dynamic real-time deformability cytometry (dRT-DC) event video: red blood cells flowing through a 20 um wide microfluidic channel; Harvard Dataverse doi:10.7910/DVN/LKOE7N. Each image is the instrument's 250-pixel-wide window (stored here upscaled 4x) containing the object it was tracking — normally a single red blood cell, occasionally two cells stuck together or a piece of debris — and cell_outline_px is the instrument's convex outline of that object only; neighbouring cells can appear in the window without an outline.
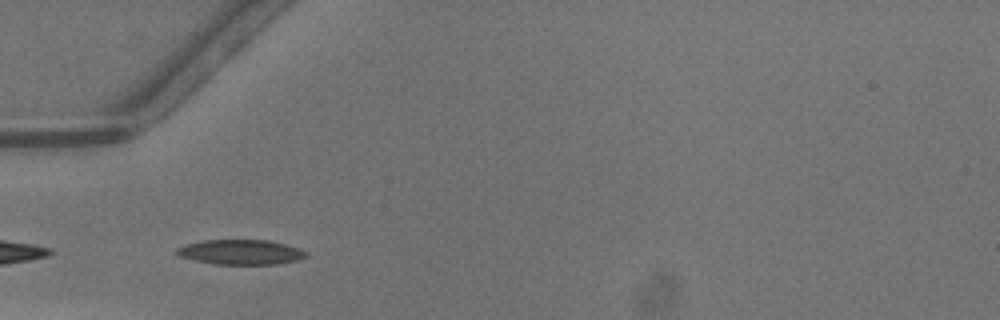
{"species": "common noctule bat (a hibernating species)", "species_latin": "Nyctalus noctula", "temperature_condition": "warm", "stored_images_in_passage": 20, "camera_frame_rate_fps": 3000, "um_per_image_px": 0.085, "animal": {"sex": "male", "body_mass_g": 13.3}, "frame": {"image": 1, "passage_image": 1, "time_ms": 0.0, "image_size_px": [1000, 320], "cell_outline_px": [[308, 256], [300, 260], [276, 264], [216, 264], [196, 260], [180, 256], [176, 252], [176, 248], [188, 244], [204, 240], [268, 240], [284, 244], [308, 252]], "centroid_in_image_um": [20.5, 21.43], "position_along_channel_um": 64.5, "area_um2": 18.55}}
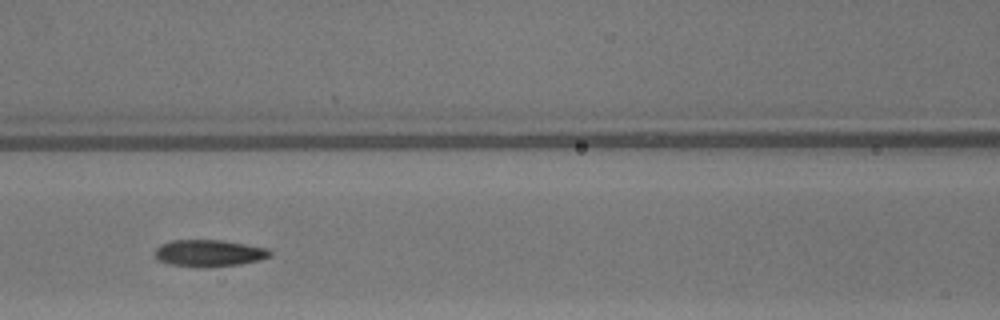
{"frame": {"image": 2, "passage_image": 7, "time_ms": 2.0, "image_size_px": [1000, 320], "cell_outline_px": [[272, 256], [260, 260], [240, 264], [208, 268], [200, 268], [172, 264], [160, 260], [156, 256], [156, 248], [160, 244], [172, 240], [224, 240], [268, 248], [272, 252]], "centroid_in_image_um": [17.83, 21.52], "position_along_channel_um": 148.8, "area_um2": 18.15}}
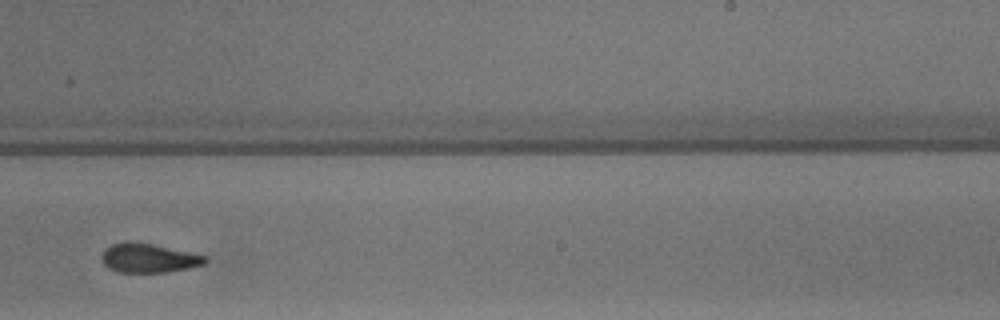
{"frame": {"image": 3, "passage_image": 16, "time_ms": 5.0, "image_size_px": [1000, 320], "cell_outline_px": [[208, 260], [204, 264], [188, 268], [168, 272], [116, 272], [108, 268], [104, 264], [104, 248], [112, 244], [124, 240], [132, 240], [152, 244], [208, 256]], "centroid_in_image_um": [12.64, 21.92], "position_along_channel_um": 276.4, "area_um2": 17.63}}